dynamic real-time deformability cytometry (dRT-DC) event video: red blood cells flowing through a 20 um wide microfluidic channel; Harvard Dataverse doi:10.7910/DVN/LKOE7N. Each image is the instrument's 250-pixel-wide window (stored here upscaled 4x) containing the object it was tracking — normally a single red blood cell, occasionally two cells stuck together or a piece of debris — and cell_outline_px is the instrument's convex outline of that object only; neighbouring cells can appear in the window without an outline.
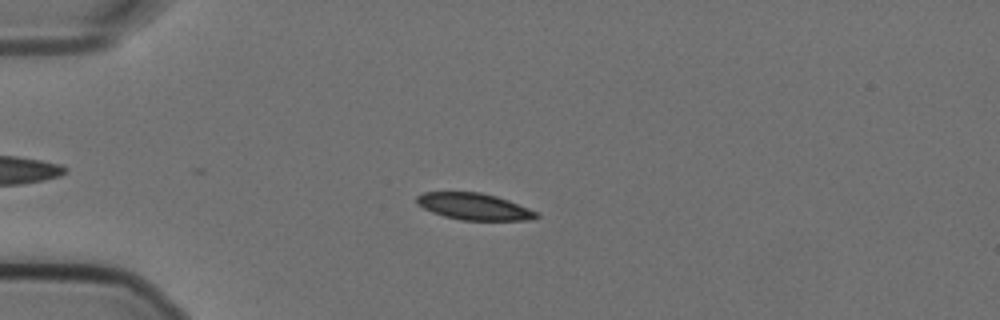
{"species": "Egyptian fruit bat (a non-hibernating species)", "species_latin": "Rousettus aegyptiacus", "temperature_condition": "cold", "stored_images_in_passage": 43, "camera_frame_rate_fps": 3000, "um_per_image_px": 0.085, "animal": {"sex": "female"}, "frame": {"image": 1, "passage_image": 13, "time_ms": 4.0, "image_size_px": [1000, 320], "cell_outline_px": [[540, 216], [532, 220], [460, 220], [444, 216], [432, 212], [416, 204], [416, 196], [424, 192], [480, 192], [496, 196], [508, 200], [540, 212]], "centroid_in_image_um": [40.32, 17.56], "position_along_channel_um": 44.7, "area_um2": 18.73}}
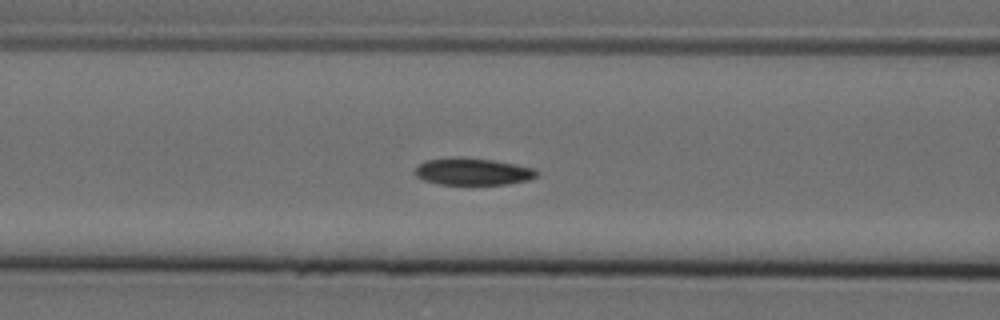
{"frame": {"image": 2, "passage_image": 22, "time_ms": 7.0, "image_size_px": [1000, 320], "cell_outline_px": [[540, 172], [536, 176], [528, 180], [508, 184], [440, 184], [424, 180], [416, 176], [412, 172], [424, 160], [452, 156], [492, 160], [516, 164], [536, 168]], "centroid_in_image_um": [40.18, 14.57], "position_along_channel_um": 126.4, "area_um2": 19.36}}
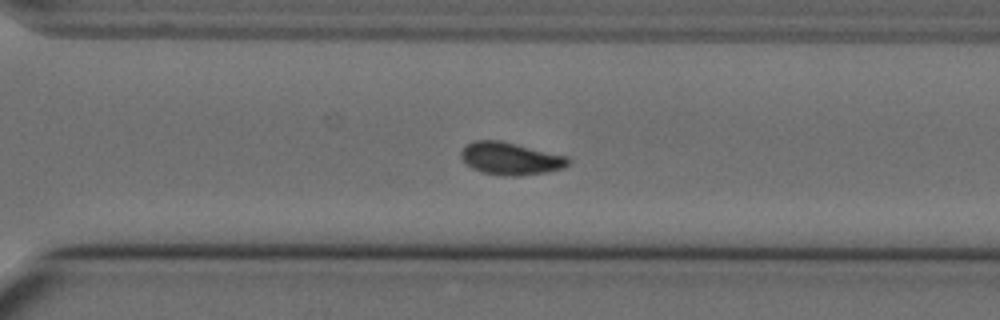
{"frame": {"image": 3, "passage_image": 39, "time_ms": 12.667, "image_size_px": [1000, 320], "cell_outline_px": [[572, 160], [564, 168], [548, 172], [512, 176], [504, 176], [484, 172], [472, 168], [464, 164], [460, 156], [460, 152], [464, 144], [472, 140], [500, 140], [568, 156]], "centroid_in_image_um": [43.36, 13.46], "position_along_channel_um": 327.2, "area_um2": 20.58}, "authors_computed_cell_mechanics": {"area_um2": 19.4208, "velocity_mm_per_s": 3.5605, "shape_relaxation_time_tau1_ms": 3.9685, "shape_relaxation_time_tau2_ms": 4.8458, "deformation_change_tau1": 0.1299, "deformation_change_tau2": 0.0837}}